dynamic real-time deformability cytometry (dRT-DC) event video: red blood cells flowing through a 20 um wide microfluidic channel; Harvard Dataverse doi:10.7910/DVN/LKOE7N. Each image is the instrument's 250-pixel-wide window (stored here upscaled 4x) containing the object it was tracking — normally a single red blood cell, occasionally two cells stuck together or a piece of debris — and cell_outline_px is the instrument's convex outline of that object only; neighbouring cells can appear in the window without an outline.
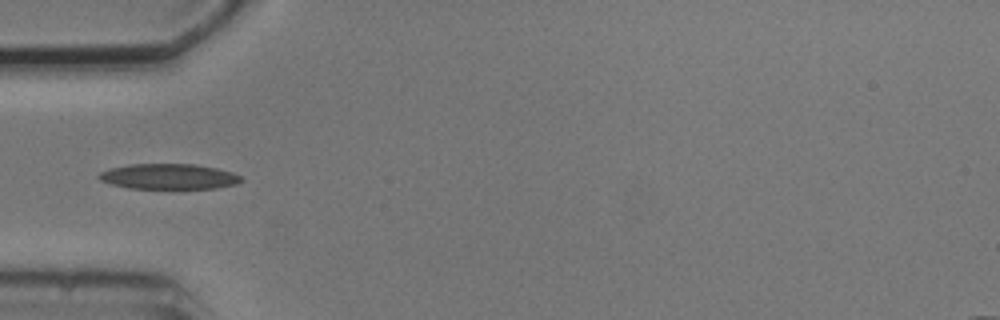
{"species": "common noctule bat (a hibernating species)", "species_latin": "Nyctalus noctula", "temperature_condition": "cold", "stored_images_in_passage": 1, "camera_frame_rate_fps": 3000, "um_per_image_px": 0.085, "animal": {"sex": "male", "body_mass_g": 20.5, "forearm_length_mm": 52.5}, "frame": {"image": 1, "passage_image": 1, "time_ms": 0.0, "image_size_px": [1000, 320], "cell_outline_px": [[244, 180], [236, 184], [216, 188], [128, 188], [112, 184], [100, 180], [96, 176], [100, 172], [108, 168], [128, 164], [196, 164], [216, 168], [232, 172], [240, 176]], "centroid_in_image_um": [14.32, 14.99], "position_along_channel_um": 70.7, "area_um2": 21.1}}